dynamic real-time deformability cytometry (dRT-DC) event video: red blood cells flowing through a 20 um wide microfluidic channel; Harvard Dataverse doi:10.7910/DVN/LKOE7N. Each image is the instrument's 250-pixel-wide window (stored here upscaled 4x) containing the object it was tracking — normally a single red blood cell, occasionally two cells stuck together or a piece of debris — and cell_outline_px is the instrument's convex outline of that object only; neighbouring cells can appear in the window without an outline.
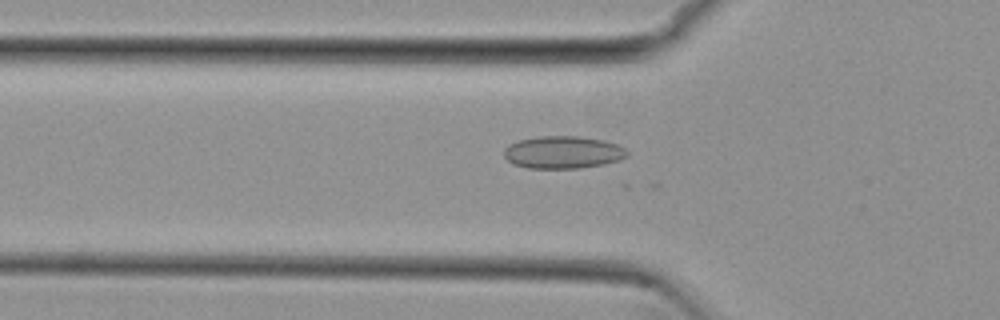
{"species": "common noctule bat (a hibernating species)", "species_latin": "Nyctalus noctula", "temperature_condition": "cold", "stored_images_in_passage": 19, "camera_frame_rate_fps": 3000, "um_per_image_px": 0.085, "animal": {"sex": "female", "body_mass_g": 29.2, "forearm_length_mm": 56.3}, "frame": {"image": 1, "passage_image": 13, "time_ms": 4.0, "image_size_px": [1000, 320], "cell_outline_px": [[628, 156], [620, 160], [604, 164], [580, 168], [528, 168], [512, 164], [504, 156], [504, 148], [508, 144], [520, 140], [536, 136], [580, 136], [604, 140], [620, 144], [628, 152]], "centroid_in_image_um": [47.87, 12.94], "position_along_channel_um": 77.9, "area_um2": 23.58}}
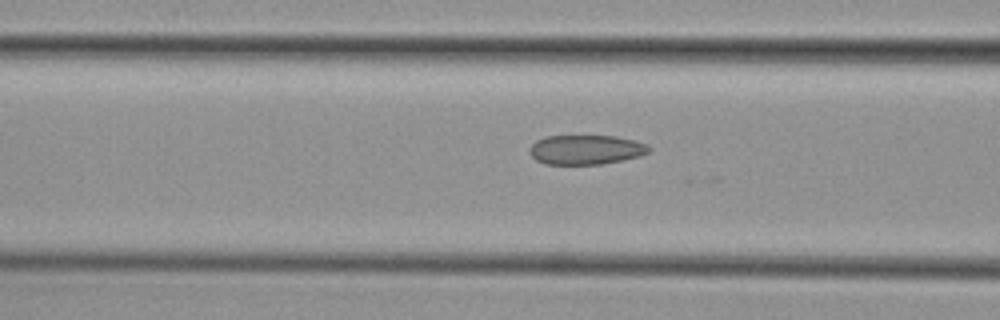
{"frame": {"image": 2, "passage_image": 16, "time_ms": 5.0, "image_size_px": [1000, 320], "cell_outline_px": [[652, 148], [648, 152], [640, 156], [624, 160], [600, 164], [544, 164], [536, 160], [528, 152], [528, 148], [536, 140], [548, 136], [616, 136], [636, 140], [648, 144]], "centroid_in_image_um": [49.82, 12.72], "position_along_channel_um": 116.8, "area_um2": 20.75}}